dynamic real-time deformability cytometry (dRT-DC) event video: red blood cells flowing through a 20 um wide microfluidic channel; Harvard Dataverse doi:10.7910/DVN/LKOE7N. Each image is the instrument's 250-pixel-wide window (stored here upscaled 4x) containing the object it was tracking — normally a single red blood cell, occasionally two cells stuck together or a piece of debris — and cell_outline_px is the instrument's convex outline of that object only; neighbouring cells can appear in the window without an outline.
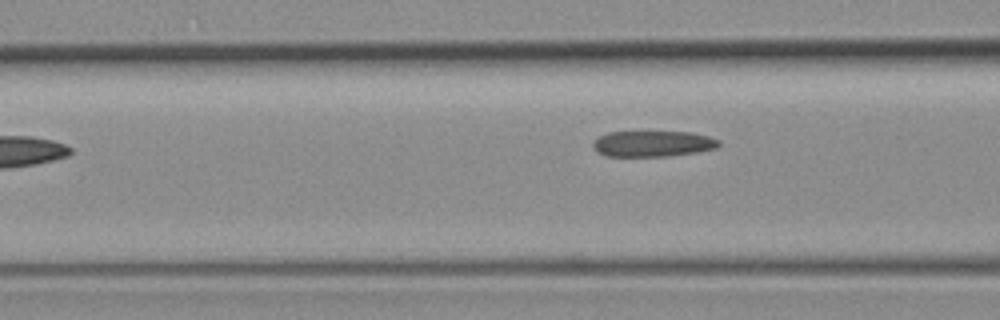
{"species": "common noctule bat (a hibernating species)", "species_latin": "Nyctalus noctula", "temperature_condition": "room temperature", "stored_images_in_passage": 4, "camera_frame_rate_fps": 3000, "um_per_image_px": 0.085, "animal": {"sex": "female", "body_mass_g": 19.3, "forearm_length_mm": 54.1}, "frame": {"image": 1, "passage_image": 4, "time_ms": 4.333, "image_size_px": [1000, 320], "cell_outline_px": [[720, 144], [716, 148], [696, 152], [668, 156], [608, 156], [596, 152], [592, 148], [592, 144], [600, 136], [608, 132], [692, 132], [708, 136], [720, 140]], "centroid_in_image_um": [55.49, 12.22], "position_along_channel_um": 111.1, "area_um2": 18.96}}